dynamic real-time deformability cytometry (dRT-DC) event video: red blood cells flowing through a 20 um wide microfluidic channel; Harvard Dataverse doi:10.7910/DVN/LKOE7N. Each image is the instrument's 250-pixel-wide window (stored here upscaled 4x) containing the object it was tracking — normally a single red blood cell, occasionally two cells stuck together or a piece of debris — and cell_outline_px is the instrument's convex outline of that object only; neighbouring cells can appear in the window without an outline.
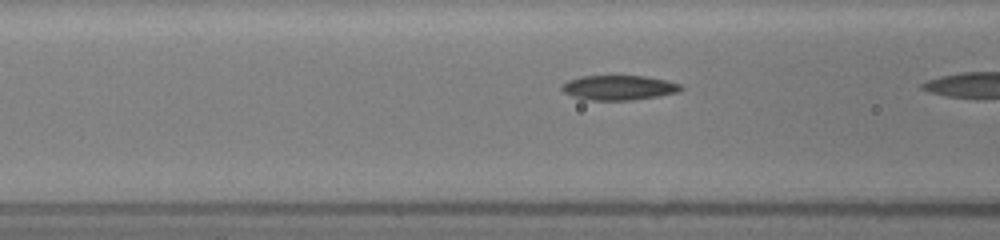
{"species": "common noctule bat (a hibernating species)", "species_latin": "Nyctalus noctula", "temperature_condition": "room temperature", "stored_images_in_passage": 16, "camera_frame_rate_fps": 3000, "um_per_image_px": 0.085, "animal": {"sex": "female", "body_mass_g": 19.5, "forearm_length_mm": 54.1}, "frame": {"image": 1, "passage_image": 10, "time_ms": 3.0, "image_size_px": [1000, 240], "cell_outline_px": [[684, 88], [680, 92], [660, 96], [632, 100], [592, 100], [572, 96], [564, 92], [560, 88], [560, 84], [568, 80], [580, 76], [644, 76], [664, 80], [680, 84]], "centroid_in_image_um": [52.59, 7.45], "position_along_channel_um": 114.0, "area_um2": 17.22}}